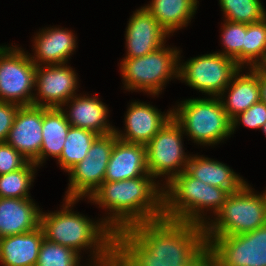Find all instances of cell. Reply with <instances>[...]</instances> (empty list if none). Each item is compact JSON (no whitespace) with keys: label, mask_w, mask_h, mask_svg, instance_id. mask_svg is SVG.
Masks as SVG:
<instances>
[{"label":"cell","mask_w":266,"mask_h":266,"mask_svg":"<svg viewBox=\"0 0 266 266\" xmlns=\"http://www.w3.org/2000/svg\"><path fill=\"white\" fill-rule=\"evenodd\" d=\"M36 64L20 49L0 47V101L33 105Z\"/></svg>","instance_id":"cell-9"},{"label":"cell","mask_w":266,"mask_h":266,"mask_svg":"<svg viewBox=\"0 0 266 266\" xmlns=\"http://www.w3.org/2000/svg\"><path fill=\"white\" fill-rule=\"evenodd\" d=\"M262 130H263V132L265 133V135H266V122L263 124V126H262V128H261Z\"/></svg>","instance_id":"cell-38"},{"label":"cell","mask_w":266,"mask_h":266,"mask_svg":"<svg viewBox=\"0 0 266 266\" xmlns=\"http://www.w3.org/2000/svg\"><path fill=\"white\" fill-rule=\"evenodd\" d=\"M167 185V190L163 188L164 218L202 226L206 225V222L199 212L211 207L214 214L217 213L230 194L223 188L192 177L186 170L176 175Z\"/></svg>","instance_id":"cell-4"},{"label":"cell","mask_w":266,"mask_h":266,"mask_svg":"<svg viewBox=\"0 0 266 266\" xmlns=\"http://www.w3.org/2000/svg\"><path fill=\"white\" fill-rule=\"evenodd\" d=\"M186 171L192 177L214 187L223 188L229 193L238 191L247 183L225 164L200 156L190 157Z\"/></svg>","instance_id":"cell-22"},{"label":"cell","mask_w":266,"mask_h":266,"mask_svg":"<svg viewBox=\"0 0 266 266\" xmlns=\"http://www.w3.org/2000/svg\"><path fill=\"white\" fill-rule=\"evenodd\" d=\"M225 19L231 22L250 24L266 18L259 0H219Z\"/></svg>","instance_id":"cell-28"},{"label":"cell","mask_w":266,"mask_h":266,"mask_svg":"<svg viewBox=\"0 0 266 266\" xmlns=\"http://www.w3.org/2000/svg\"><path fill=\"white\" fill-rule=\"evenodd\" d=\"M126 30L128 52L125 58L142 57L159 49L169 35L144 7L132 15Z\"/></svg>","instance_id":"cell-15"},{"label":"cell","mask_w":266,"mask_h":266,"mask_svg":"<svg viewBox=\"0 0 266 266\" xmlns=\"http://www.w3.org/2000/svg\"><path fill=\"white\" fill-rule=\"evenodd\" d=\"M247 24L231 22L226 20L223 27L224 56L231 57L242 68L244 65V45Z\"/></svg>","instance_id":"cell-31"},{"label":"cell","mask_w":266,"mask_h":266,"mask_svg":"<svg viewBox=\"0 0 266 266\" xmlns=\"http://www.w3.org/2000/svg\"><path fill=\"white\" fill-rule=\"evenodd\" d=\"M240 69L234 59L218 52L195 57L178 66V77L203 93L219 97Z\"/></svg>","instance_id":"cell-10"},{"label":"cell","mask_w":266,"mask_h":266,"mask_svg":"<svg viewBox=\"0 0 266 266\" xmlns=\"http://www.w3.org/2000/svg\"><path fill=\"white\" fill-rule=\"evenodd\" d=\"M152 178L148 174L122 181H104L89 199L110 210L113 215L103 221L114 232L159 220L164 218L163 188L161 191L156 188Z\"/></svg>","instance_id":"cell-2"},{"label":"cell","mask_w":266,"mask_h":266,"mask_svg":"<svg viewBox=\"0 0 266 266\" xmlns=\"http://www.w3.org/2000/svg\"><path fill=\"white\" fill-rule=\"evenodd\" d=\"M193 266H221L207 251Z\"/></svg>","instance_id":"cell-36"},{"label":"cell","mask_w":266,"mask_h":266,"mask_svg":"<svg viewBox=\"0 0 266 266\" xmlns=\"http://www.w3.org/2000/svg\"><path fill=\"white\" fill-rule=\"evenodd\" d=\"M65 207L59 212L42 213L40 226L44 238L69 247L79 254L81 248L95 247L93 253L97 258H113L115 256V232L104 222L94 224L85 216L69 210L76 199L65 200Z\"/></svg>","instance_id":"cell-3"},{"label":"cell","mask_w":266,"mask_h":266,"mask_svg":"<svg viewBox=\"0 0 266 266\" xmlns=\"http://www.w3.org/2000/svg\"><path fill=\"white\" fill-rule=\"evenodd\" d=\"M219 99L183 101L172 111V117L196 143L215 144L232 134L231 119Z\"/></svg>","instance_id":"cell-6"},{"label":"cell","mask_w":266,"mask_h":266,"mask_svg":"<svg viewBox=\"0 0 266 266\" xmlns=\"http://www.w3.org/2000/svg\"><path fill=\"white\" fill-rule=\"evenodd\" d=\"M70 124L62 108L43 107L42 146L39 154L41 165L46 156L60 157Z\"/></svg>","instance_id":"cell-24"},{"label":"cell","mask_w":266,"mask_h":266,"mask_svg":"<svg viewBox=\"0 0 266 266\" xmlns=\"http://www.w3.org/2000/svg\"><path fill=\"white\" fill-rule=\"evenodd\" d=\"M182 131V127L172 117L146 144L147 168L153 178L171 174L166 181L168 183L186 170L190 157L184 155Z\"/></svg>","instance_id":"cell-11"},{"label":"cell","mask_w":266,"mask_h":266,"mask_svg":"<svg viewBox=\"0 0 266 266\" xmlns=\"http://www.w3.org/2000/svg\"><path fill=\"white\" fill-rule=\"evenodd\" d=\"M264 67H266V48H265V53H264Z\"/></svg>","instance_id":"cell-39"},{"label":"cell","mask_w":266,"mask_h":266,"mask_svg":"<svg viewBox=\"0 0 266 266\" xmlns=\"http://www.w3.org/2000/svg\"><path fill=\"white\" fill-rule=\"evenodd\" d=\"M248 184L230 193L213 223L204 225L205 236H231L266 225V192L256 195Z\"/></svg>","instance_id":"cell-5"},{"label":"cell","mask_w":266,"mask_h":266,"mask_svg":"<svg viewBox=\"0 0 266 266\" xmlns=\"http://www.w3.org/2000/svg\"><path fill=\"white\" fill-rule=\"evenodd\" d=\"M197 0H152L144 8L170 34L185 26L197 9Z\"/></svg>","instance_id":"cell-25"},{"label":"cell","mask_w":266,"mask_h":266,"mask_svg":"<svg viewBox=\"0 0 266 266\" xmlns=\"http://www.w3.org/2000/svg\"><path fill=\"white\" fill-rule=\"evenodd\" d=\"M146 145L115 141L104 181H122L148 175Z\"/></svg>","instance_id":"cell-17"},{"label":"cell","mask_w":266,"mask_h":266,"mask_svg":"<svg viewBox=\"0 0 266 266\" xmlns=\"http://www.w3.org/2000/svg\"><path fill=\"white\" fill-rule=\"evenodd\" d=\"M29 162L21 153L6 142H0V175L23 168Z\"/></svg>","instance_id":"cell-33"},{"label":"cell","mask_w":266,"mask_h":266,"mask_svg":"<svg viewBox=\"0 0 266 266\" xmlns=\"http://www.w3.org/2000/svg\"><path fill=\"white\" fill-rule=\"evenodd\" d=\"M41 66V67H40ZM44 102L33 98V105L45 108H62L75 96L77 78L75 72L64 64L36 66L35 87Z\"/></svg>","instance_id":"cell-13"},{"label":"cell","mask_w":266,"mask_h":266,"mask_svg":"<svg viewBox=\"0 0 266 266\" xmlns=\"http://www.w3.org/2000/svg\"><path fill=\"white\" fill-rule=\"evenodd\" d=\"M125 117L126 134L115 130L118 139L128 143L146 145L172 118V110L163 115L150 104L133 102Z\"/></svg>","instance_id":"cell-16"},{"label":"cell","mask_w":266,"mask_h":266,"mask_svg":"<svg viewBox=\"0 0 266 266\" xmlns=\"http://www.w3.org/2000/svg\"><path fill=\"white\" fill-rule=\"evenodd\" d=\"M265 48L266 18L256 23L247 24L244 45V63L249 64L251 67H264Z\"/></svg>","instance_id":"cell-29"},{"label":"cell","mask_w":266,"mask_h":266,"mask_svg":"<svg viewBox=\"0 0 266 266\" xmlns=\"http://www.w3.org/2000/svg\"><path fill=\"white\" fill-rule=\"evenodd\" d=\"M207 251L221 266H266V225L231 236H205Z\"/></svg>","instance_id":"cell-8"},{"label":"cell","mask_w":266,"mask_h":266,"mask_svg":"<svg viewBox=\"0 0 266 266\" xmlns=\"http://www.w3.org/2000/svg\"><path fill=\"white\" fill-rule=\"evenodd\" d=\"M239 121L249 128L261 129L266 122V104L262 101L253 104L248 110L237 114L231 119V131L235 128Z\"/></svg>","instance_id":"cell-32"},{"label":"cell","mask_w":266,"mask_h":266,"mask_svg":"<svg viewBox=\"0 0 266 266\" xmlns=\"http://www.w3.org/2000/svg\"><path fill=\"white\" fill-rule=\"evenodd\" d=\"M36 166L29 161L23 168L0 175V198H29L28 190Z\"/></svg>","instance_id":"cell-27"},{"label":"cell","mask_w":266,"mask_h":266,"mask_svg":"<svg viewBox=\"0 0 266 266\" xmlns=\"http://www.w3.org/2000/svg\"><path fill=\"white\" fill-rule=\"evenodd\" d=\"M79 256L73 249L44 238L36 266H78Z\"/></svg>","instance_id":"cell-30"},{"label":"cell","mask_w":266,"mask_h":266,"mask_svg":"<svg viewBox=\"0 0 266 266\" xmlns=\"http://www.w3.org/2000/svg\"><path fill=\"white\" fill-rule=\"evenodd\" d=\"M70 100L73 103L70 113L65 114L70 126L91 130L98 135L115 132V128L113 129L106 121L107 107L96 96H73Z\"/></svg>","instance_id":"cell-21"},{"label":"cell","mask_w":266,"mask_h":266,"mask_svg":"<svg viewBox=\"0 0 266 266\" xmlns=\"http://www.w3.org/2000/svg\"><path fill=\"white\" fill-rule=\"evenodd\" d=\"M124 266H193L206 252L204 226L162 218L115 232Z\"/></svg>","instance_id":"cell-1"},{"label":"cell","mask_w":266,"mask_h":266,"mask_svg":"<svg viewBox=\"0 0 266 266\" xmlns=\"http://www.w3.org/2000/svg\"><path fill=\"white\" fill-rule=\"evenodd\" d=\"M258 81L260 89V101L266 104V67L258 66Z\"/></svg>","instance_id":"cell-35"},{"label":"cell","mask_w":266,"mask_h":266,"mask_svg":"<svg viewBox=\"0 0 266 266\" xmlns=\"http://www.w3.org/2000/svg\"><path fill=\"white\" fill-rule=\"evenodd\" d=\"M20 105L0 101V142H5Z\"/></svg>","instance_id":"cell-34"},{"label":"cell","mask_w":266,"mask_h":266,"mask_svg":"<svg viewBox=\"0 0 266 266\" xmlns=\"http://www.w3.org/2000/svg\"><path fill=\"white\" fill-rule=\"evenodd\" d=\"M42 125L43 107L20 106L5 141L37 166L42 146Z\"/></svg>","instance_id":"cell-14"},{"label":"cell","mask_w":266,"mask_h":266,"mask_svg":"<svg viewBox=\"0 0 266 266\" xmlns=\"http://www.w3.org/2000/svg\"><path fill=\"white\" fill-rule=\"evenodd\" d=\"M179 52L163 45L145 56L124 58L120 68L126 89L158 95L169 78L178 77Z\"/></svg>","instance_id":"cell-7"},{"label":"cell","mask_w":266,"mask_h":266,"mask_svg":"<svg viewBox=\"0 0 266 266\" xmlns=\"http://www.w3.org/2000/svg\"><path fill=\"white\" fill-rule=\"evenodd\" d=\"M99 135L79 127L70 126L58 163L67 172L81 162L88 153L92 143Z\"/></svg>","instance_id":"cell-26"},{"label":"cell","mask_w":266,"mask_h":266,"mask_svg":"<svg viewBox=\"0 0 266 266\" xmlns=\"http://www.w3.org/2000/svg\"><path fill=\"white\" fill-rule=\"evenodd\" d=\"M75 36L66 29H47L38 33L35 39V56L30 59L36 64H64L75 50ZM39 62V63H38Z\"/></svg>","instance_id":"cell-20"},{"label":"cell","mask_w":266,"mask_h":266,"mask_svg":"<svg viewBox=\"0 0 266 266\" xmlns=\"http://www.w3.org/2000/svg\"><path fill=\"white\" fill-rule=\"evenodd\" d=\"M250 68V74L248 73L241 76L239 75V70L233 76L229 84L230 86L228 85L225 89H230L228 100H226V102L221 100V102L230 119L248 110L253 104L260 101L258 66Z\"/></svg>","instance_id":"cell-23"},{"label":"cell","mask_w":266,"mask_h":266,"mask_svg":"<svg viewBox=\"0 0 266 266\" xmlns=\"http://www.w3.org/2000/svg\"><path fill=\"white\" fill-rule=\"evenodd\" d=\"M44 233L38 228L0 238V262L3 266H36Z\"/></svg>","instance_id":"cell-19"},{"label":"cell","mask_w":266,"mask_h":266,"mask_svg":"<svg viewBox=\"0 0 266 266\" xmlns=\"http://www.w3.org/2000/svg\"><path fill=\"white\" fill-rule=\"evenodd\" d=\"M117 139L115 132H112L99 135L94 140L87 156L68 171L70 184L65 198L78 200L88 195L90 198L99 188L104 182L107 164Z\"/></svg>","instance_id":"cell-12"},{"label":"cell","mask_w":266,"mask_h":266,"mask_svg":"<svg viewBox=\"0 0 266 266\" xmlns=\"http://www.w3.org/2000/svg\"><path fill=\"white\" fill-rule=\"evenodd\" d=\"M96 266H124L115 256L113 258H97L94 259Z\"/></svg>","instance_id":"cell-37"},{"label":"cell","mask_w":266,"mask_h":266,"mask_svg":"<svg viewBox=\"0 0 266 266\" xmlns=\"http://www.w3.org/2000/svg\"><path fill=\"white\" fill-rule=\"evenodd\" d=\"M40 215L30 198H0V238L38 228Z\"/></svg>","instance_id":"cell-18"}]
</instances>
